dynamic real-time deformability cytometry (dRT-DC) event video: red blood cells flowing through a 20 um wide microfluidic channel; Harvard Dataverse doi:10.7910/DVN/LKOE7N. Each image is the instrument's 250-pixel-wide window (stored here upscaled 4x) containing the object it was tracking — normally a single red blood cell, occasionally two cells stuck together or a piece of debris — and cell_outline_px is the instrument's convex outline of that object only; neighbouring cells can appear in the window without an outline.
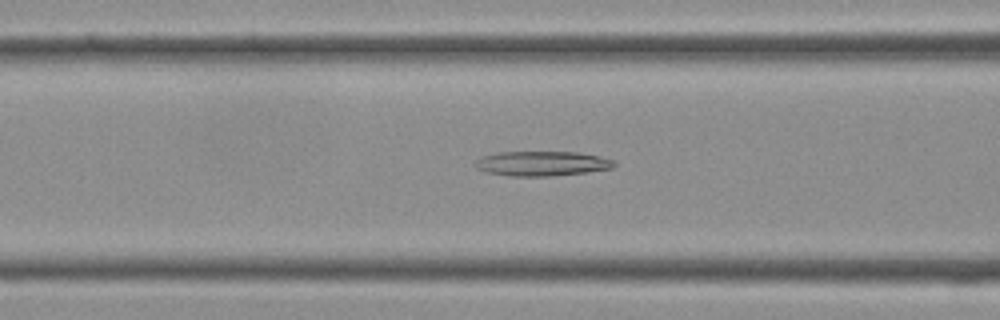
{"species": "Egyptian fruit bat (a non-hibernating species)", "species_latin": "Rousettus aegyptiacus", "temperature_condition": "cold", "stored_images_in_passage": 39, "camera_frame_rate_fps": 3000, "um_per_image_px": 0.085, "frame": {"image": 1, "passage_image": 15, "time_ms": 4.667, "image_size_px": [1000, 320], "cell_outline_px": [[616, 164], [612, 168], [588, 172], [552, 176], [508, 176], [484, 172], [476, 168], [476, 160], [484, 156], [496, 152], [576, 152], [616, 160]], "centroid_in_image_um": [46.06, 13.91], "position_along_channel_um": 120.5, "area_um2": 20.06}}
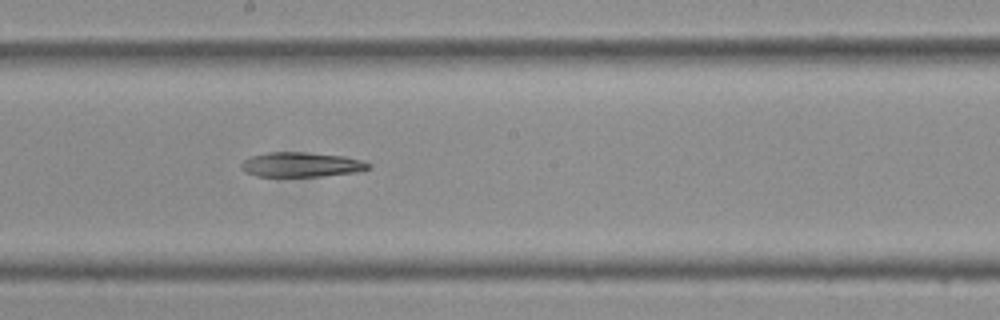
{"frame": {"image": 2, "passage_image": 21, "time_ms": 6.667, "image_size_px": [1000, 320], "cell_outline_px": [[372, 168], [356, 172], [320, 176], [256, 176], [244, 172], [240, 168], [240, 164], [244, 160], [252, 156], [268, 152], [304, 152], [344, 156], [364, 160], [372, 164]], "centroid_in_image_um": [25.63, 13.99], "position_along_channel_um": 222.6, "area_um2": 18.44}}
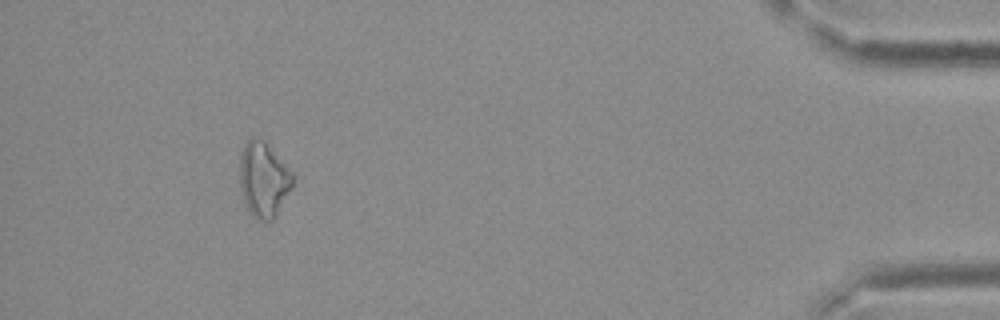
{"frame": {"image": 3, "passage_image": 36, "time_ms": 11.667, "image_size_px": [1000, 320], "cell_outline_px": [[292, 188], [272, 220], [260, 220], [248, 208], [244, 200], [240, 188], [240, 156], [244, 144], [252, 136], [264, 140], [292, 172]], "centroid_in_image_um": [22.39, 15.21], "position_along_channel_um": 412.8, "area_um2": 22.66}}